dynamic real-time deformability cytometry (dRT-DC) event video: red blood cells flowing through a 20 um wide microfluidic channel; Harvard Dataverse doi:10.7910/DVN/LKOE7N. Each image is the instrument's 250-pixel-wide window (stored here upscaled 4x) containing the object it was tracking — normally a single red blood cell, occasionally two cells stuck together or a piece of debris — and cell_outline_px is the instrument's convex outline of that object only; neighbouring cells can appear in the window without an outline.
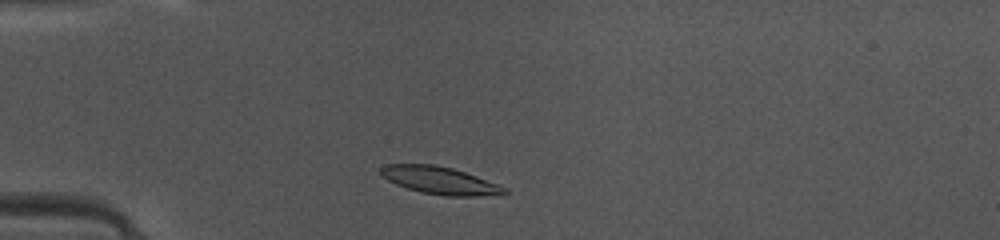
{"species": "common noctule bat (a hibernating species)", "species_latin": "Nyctalus noctula", "temperature_condition": "warm", "stored_images_in_passage": 39, "camera_frame_rate_fps": 3000, "um_per_image_px": 0.085, "animal": {"sex": "female", "body_mass_g": 10.0, "forearm_length_mm": 53.1}, "frame": {"image": 1, "passage_image": 4, "time_ms": 1.0, "image_size_px": [1000, 240], "cell_outline_px": [[508, 192], [504, 196], [444, 196], [420, 192], [396, 184], [380, 176], [380, 168], [388, 164], [436, 164], [452, 168], [476, 176], [508, 188]], "centroid_in_image_um": [37.44, 15.35], "position_along_channel_um": 47.6, "area_um2": 20.06}}
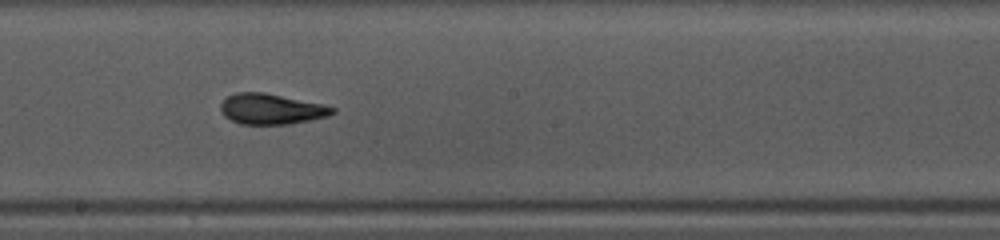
{"frame": {"image": 2, "passage_image": 18, "time_ms": 5.667, "image_size_px": [1000, 240], "cell_outline_px": [[336, 112], [328, 116], [288, 124], [240, 124], [224, 116], [220, 112], [220, 104], [228, 96], [236, 92], [264, 92], [320, 104], [336, 108]], "centroid_in_image_um": [23.02, 9.26], "position_along_channel_um": 225.2, "area_um2": 19.71}}
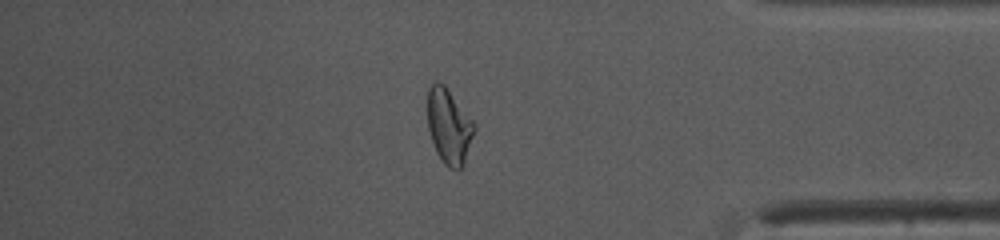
{"frame": {"image": 3, "passage_image": 32, "time_ms": 10.333, "image_size_px": [1000, 240], "cell_outline_px": [[476, 128], [464, 164], [460, 172], [456, 172], [448, 168], [444, 164], [436, 152], [428, 128], [428, 88], [436, 80], [444, 84], [476, 124]], "centroid_in_image_um": [38.18, 10.77], "position_along_channel_um": 397.0, "area_um2": 20.69}, "authors_computed_cell_mechanics": {"area_um2": 20.0566, "velocity_mm_per_s": 4.1528, "shape_relaxation_time_tau1_ms": 2.9382, "shape_relaxation_time_tau2_ms": 1.3794, "deformation_change_tau1": 0.1608, "deformation_change_tau2": 0.0893}}